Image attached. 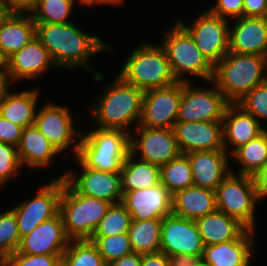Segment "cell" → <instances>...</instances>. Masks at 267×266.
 Masks as SVG:
<instances>
[{
    "label": "cell",
    "instance_id": "6da1fadb",
    "mask_svg": "<svg viewBox=\"0 0 267 266\" xmlns=\"http://www.w3.org/2000/svg\"><path fill=\"white\" fill-rule=\"evenodd\" d=\"M35 25L36 37L46 47L59 70L71 73L77 69H84L86 73H91V82L102 84L106 75L103 71L96 70L97 66L95 64L93 66L90 60L95 55L96 58L99 54L116 52L113 43H109L111 41L108 39L105 41L91 31H85L86 28L79 26L76 20L69 23H35Z\"/></svg>",
    "mask_w": 267,
    "mask_h": 266
},
{
    "label": "cell",
    "instance_id": "7a4b0ae2",
    "mask_svg": "<svg viewBox=\"0 0 267 266\" xmlns=\"http://www.w3.org/2000/svg\"><path fill=\"white\" fill-rule=\"evenodd\" d=\"M103 92L96 93L90 106L89 123L102 129L131 133L140 123L144 91L113 74ZM92 120V121H91Z\"/></svg>",
    "mask_w": 267,
    "mask_h": 266
},
{
    "label": "cell",
    "instance_id": "3957f363",
    "mask_svg": "<svg viewBox=\"0 0 267 266\" xmlns=\"http://www.w3.org/2000/svg\"><path fill=\"white\" fill-rule=\"evenodd\" d=\"M82 128L76 159L95 171L120 172L130 153V133L121 129Z\"/></svg>",
    "mask_w": 267,
    "mask_h": 266
},
{
    "label": "cell",
    "instance_id": "277c9868",
    "mask_svg": "<svg viewBox=\"0 0 267 266\" xmlns=\"http://www.w3.org/2000/svg\"><path fill=\"white\" fill-rule=\"evenodd\" d=\"M172 22L168 23L167 28L165 26L159 42L167 54L173 76L177 82L194 83V79L204 83L211 81L214 66L196 46L188 31L177 20Z\"/></svg>",
    "mask_w": 267,
    "mask_h": 266
},
{
    "label": "cell",
    "instance_id": "5b68a950",
    "mask_svg": "<svg viewBox=\"0 0 267 266\" xmlns=\"http://www.w3.org/2000/svg\"><path fill=\"white\" fill-rule=\"evenodd\" d=\"M144 41L121 60L122 66L117 65L120 68L116 75L143 91L175 84L177 80L173 76L164 48L157 41L156 44Z\"/></svg>",
    "mask_w": 267,
    "mask_h": 266
},
{
    "label": "cell",
    "instance_id": "8992f818",
    "mask_svg": "<svg viewBox=\"0 0 267 266\" xmlns=\"http://www.w3.org/2000/svg\"><path fill=\"white\" fill-rule=\"evenodd\" d=\"M267 80V57L228 52L215 66L212 81L229 103Z\"/></svg>",
    "mask_w": 267,
    "mask_h": 266
},
{
    "label": "cell",
    "instance_id": "52a82bcc",
    "mask_svg": "<svg viewBox=\"0 0 267 266\" xmlns=\"http://www.w3.org/2000/svg\"><path fill=\"white\" fill-rule=\"evenodd\" d=\"M56 102L57 100L53 102L51 99L46 100L42 105L39 104L34 125L58 150L66 162L67 158L69 161L77 155L82 129L77 127L76 121L82 123V118L79 119L76 114L73 116L74 112H72L71 106L60 105ZM69 153L70 156H68Z\"/></svg>",
    "mask_w": 267,
    "mask_h": 266
},
{
    "label": "cell",
    "instance_id": "ba28073f",
    "mask_svg": "<svg viewBox=\"0 0 267 266\" xmlns=\"http://www.w3.org/2000/svg\"><path fill=\"white\" fill-rule=\"evenodd\" d=\"M111 204L77 193L63 178L60 214L70 240H90Z\"/></svg>",
    "mask_w": 267,
    "mask_h": 266
},
{
    "label": "cell",
    "instance_id": "9c48e42d",
    "mask_svg": "<svg viewBox=\"0 0 267 266\" xmlns=\"http://www.w3.org/2000/svg\"><path fill=\"white\" fill-rule=\"evenodd\" d=\"M215 199L217 210L258 232L256 212L261 203L252 176L230 172L216 188Z\"/></svg>",
    "mask_w": 267,
    "mask_h": 266
},
{
    "label": "cell",
    "instance_id": "30bf717a",
    "mask_svg": "<svg viewBox=\"0 0 267 266\" xmlns=\"http://www.w3.org/2000/svg\"><path fill=\"white\" fill-rule=\"evenodd\" d=\"M51 179L43 185L38 184L35 195L32 193L26 200L12 204V207L8 206L16 216L20 238L31 233L42 222L60 213L63 178Z\"/></svg>",
    "mask_w": 267,
    "mask_h": 266
},
{
    "label": "cell",
    "instance_id": "8fae6325",
    "mask_svg": "<svg viewBox=\"0 0 267 266\" xmlns=\"http://www.w3.org/2000/svg\"><path fill=\"white\" fill-rule=\"evenodd\" d=\"M193 21L183 17L177 21L188 31L196 46L208 61L215 66L229 52L230 21L212 14L208 9L194 15ZM188 23V24H187Z\"/></svg>",
    "mask_w": 267,
    "mask_h": 266
},
{
    "label": "cell",
    "instance_id": "7c38bea8",
    "mask_svg": "<svg viewBox=\"0 0 267 266\" xmlns=\"http://www.w3.org/2000/svg\"><path fill=\"white\" fill-rule=\"evenodd\" d=\"M205 83L182 82L177 122L222 121L229 102L212 80Z\"/></svg>",
    "mask_w": 267,
    "mask_h": 266
},
{
    "label": "cell",
    "instance_id": "4fadbf2b",
    "mask_svg": "<svg viewBox=\"0 0 267 266\" xmlns=\"http://www.w3.org/2000/svg\"><path fill=\"white\" fill-rule=\"evenodd\" d=\"M70 162L74 163L72 164L74 168H66L62 171L63 173L59 176L56 174L57 176L54 178H64L77 193L85 196L95 197L110 204L122 202L120 172L95 171L84 167L76 158L71 159Z\"/></svg>",
    "mask_w": 267,
    "mask_h": 266
},
{
    "label": "cell",
    "instance_id": "5bb4252c",
    "mask_svg": "<svg viewBox=\"0 0 267 266\" xmlns=\"http://www.w3.org/2000/svg\"><path fill=\"white\" fill-rule=\"evenodd\" d=\"M130 153L159 167L182 154L173 129L142 126L130 133Z\"/></svg>",
    "mask_w": 267,
    "mask_h": 266
},
{
    "label": "cell",
    "instance_id": "9a60e30c",
    "mask_svg": "<svg viewBox=\"0 0 267 266\" xmlns=\"http://www.w3.org/2000/svg\"><path fill=\"white\" fill-rule=\"evenodd\" d=\"M182 96V82L144 91L142 115L138 126L173 129Z\"/></svg>",
    "mask_w": 267,
    "mask_h": 266
},
{
    "label": "cell",
    "instance_id": "2e32d148",
    "mask_svg": "<svg viewBox=\"0 0 267 266\" xmlns=\"http://www.w3.org/2000/svg\"><path fill=\"white\" fill-rule=\"evenodd\" d=\"M203 250L196 221L173 213L162 218L160 252L167 256L192 254L202 258Z\"/></svg>",
    "mask_w": 267,
    "mask_h": 266
},
{
    "label": "cell",
    "instance_id": "e0dca14e",
    "mask_svg": "<svg viewBox=\"0 0 267 266\" xmlns=\"http://www.w3.org/2000/svg\"><path fill=\"white\" fill-rule=\"evenodd\" d=\"M8 69L16 85L22 81H25L22 84H26L27 81L37 82L47 75V72L49 74L50 71H60L37 37L8 58Z\"/></svg>",
    "mask_w": 267,
    "mask_h": 266
},
{
    "label": "cell",
    "instance_id": "ac0fdd59",
    "mask_svg": "<svg viewBox=\"0 0 267 266\" xmlns=\"http://www.w3.org/2000/svg\"><path fill=\"white\" fill-rule=\"evenodd\" d=\"M257 234L247 229L236 240L204 246L202 262L210 266H250L256 255L260 256Z\"/></svg>",
    "mask_w": 267,
    "mask_h": 266
},
{
    "label": "cell",
    "instance_id": "d6986e66",
    "mask_svg": "<svg viewBox=\"0 0 267 266\" xmlns=\"http://www.w3.org/2000/svg\"><path fill=\"white\" fill-rule=\"evenodd\" d=\"M69 242L63 218L59 213L21 237L17 252L29 255H63Z\"/></svg>",
    "mask_w": 267,
    "mask_h": 266
},
{
    "label": "cell",
    "instance_id": "ffe728a7",
    "mask_svg": "<svg viewBox=\"0 0 267 266\" xmlns=\"http://www.w3.org/2000/svg\"><path fill=\"white\" fill-rule=\"evenodd\" d=\"M173 130L182 154L224 150L222 121L176 122Z\"/></svg>",
    "mask_w": 267,
    "mask_h": 266
},
{
    "label": "cell",
    "instance_id": "44dd1931",
    "mask_svg": "<svg viewBox=\"0 0 267 266\" xmlns=\"http://www.w3.org/2000/svg\"><path fill=\"white\" fill-rule=\"evenodd\" d=\"M173 195L161 183L142 190L123 192L122 203L132 220L162 219L172 213Z\"/></svg>",
    "mask_w": 267,
    "mask_h": 266
},
{
    "label": "cell",
    "instance_id": "7402d4cb",
    "mask_svg": "<svg viewBox=\"0 0 267 266\" xmlns=\"http://www.w3.org/2000/svg\"><path fill=\"white\" fill-rule=\"evenodd\" d=\"M229 52L267 57V19L243 16L230 20Z\"/></svg>",
    "mask_w": 267,
    "mask_h": 266
},
{
    "label": "cell",
    "instance_id": "603a6c76",
    "mask_svg": "<svg viewBox=\"0 0 267 266\" xmlns=\"http://www.w3.org/2000/svg\"><path fill=\"white\" fill-rule=\"evenodd\" d=\"M266 128L236 103H229L222 119L224 150L231 155L237 148L257 138Z\"/></svg>",
    "mask_w": 267,
    "mask_h": 266
},
{
    "label": "cell",
    "instance_id": "cb8c5ba5",
    "mask_svg": "<svg viewBox=\"0 0 267 266\" xmlns=\"http://www.w3.org/2000/svg\"><path fill=\"white\" fill-rule=\"evenodd\" d=\"M185 155L190 161L196 187L215 191L231 172L230 155L225 150L193 151Z\"/></svg>",
    "mask_w": 267,
    "mask_h": 266
},
{
    "label": "cell",
    "instance_id": "d4e9b609",
    "mask_svg": "<svg viewBox=\"0 0 267 266\" xmlns=\"http://www.w3.org/2000/svg\"><path fill=\"white\" fill-rule=\"evenodd\" d=\"M17 152L22 168L34 171L54 170L58 155L63 157L35 125L23 129Z\"/></svg>",
    "mask_w": 267,
    "mask_h": 266
},
{
    "label": "cell",
    "instance_id": "484cf974",
    "mask_svg": "<svg viewBox=\"0 0 267 266\" xmlns=\"http://www.w3.org/2000/svg\"><path fill=\"white\" fill-rule=\"evenodd\" d=\"M15 88L0 103V115L24 129L34 125L41 88Z\"/></svg>",
    "mask_w": 267,
    "mask_h": 266
},
{
    "label": "cell",
    "instance_id": "4316f807",
    "mask_svg": "<svg viewBox=\"0 0 267 266\" xmlns=\"http://www.w3.org/2000/svg\"><path fill=\"white\" fill-rule=\"evenodd\" d=\"M215 210V191L211 189L191 186L173 195L172 213L183 218L196 221Z\"/></svg>",
    "mask_w": 267,
    "mask_h": 266
},
{
    "label": "cell",
    "instance_id": "83f0119b",
    "mask_svg": "<svg viewBox=\"0 0 267 266\" xmlns=\"http://www.w3.org/2000/svg\"><path fill=\"white\" fill-rule=\"evenodd\" d=\"M204 246L238 239L247 228L237 219L215 210L196 220Z\"/></svg>",
    "mask_w": 267,
    "mask_h": 266
},
{
    "label": "cell",
    "instance_id": "f1b7e54d",
    "mask_svg": "<svg viewBox=\"0 0 267 266\" xmlns=\"http://www.w3.org/2000/svg\"><path fill=\"white\" fill-rule=\"evenodd\" d=\"M36 37L31 14H11L0 26V50L9 58Z\"/></svg>",
    "mask_w": 267,
    "mask_h": 266
},
{
    "label": "cell",
    "instance_id": "f546056e",
    "mask_svg": "<svg viewBox=\"0 0 267 266\" xmlns=\"http://www.w3.org/2000/svg\"><path fill=\"white\" fill-rule=\"evenodd\" d=\"M120 173L123 192L148 189L161 183L160 167L140 160L131 153L123 162Z\"/></svg>",
    "mask_w": 267,
    "mask_h": 266
},
{
    "label": "cell",
    "instance_id": "4dcf8cb0",
    "mask_svg": "<svg viewBox=\"0 0 267 266\" xmlns=\"http://www.w3.org/2000/svg\"><path fill=\"white\" fill-rule=\"evenodd\" d=\"M230 160L231 165L233 162L231 172L253 176L267 161V129L257 138L237 148L230 155ZM234 162H237L236 165L238 167Z\"/></svg>",
    "mask_w": 267,
    "mask_h": 266
},
{
    "label": "cell",
    "instance_id": "1f68e13d",
    "mask_svg": "<svg viewBox=\"0 0 267 266\" xmlns=\"http://www.w3.org/2000/svg\"><path fill=\"white\" fill-rule=\"evenodd\" d=\"M162 219L132 220L128 230L133 252L152 254L160 252Z\"/></svg>",
    "mask_w": 267,
    "mask_h": 266
},
{
    "label": "cell",
    "instance_id": "d6a6232c",
    "mask_svg": "<svg viewBox=\"0 0 267 266\" xmlns=\"http://www.w3.org/2000/svg\"><path fill=\"white\" fill-rule=\"evenodd\" d=\"M77 6L85 8L79 0H39L31 16L35 23L74 22L72 15L76 14Z\"/></svg>",
    "mask_w": 267,
    "mask_h": 266
},
{
    "label": "cell",
    "instance_id": "836d02e7",
    "mask_svg": "<svg viewBox=\"0 0 267 266\" xmlns=\"http://www.w3.org/2000/svg\"><path fill=\"white\" fill-rule=\"evenodd\" d=\"M161 184L174 195L187 187L194 186L191 164L185 154L170 160L160 167Z\"/></svg>",
    "mask_w": 267,
    "mask_h": 266
},
{
    "label": "cell",
    "instance_id": "e575fe53",
    "mask_svg": "<svg viewBox=\"0 0 267 266\" xmlns=\"http://www.w3.org/2000/svg\"><path fill=\"white\" fill-rule=\"evenodd\" d=\"M131 222L130 212L122 202L111 204L92 237H106L128 233Z\"/></svg>",
    "mask_w": 267,
    "mask_h": 266
},
{
    "label": "cell",
    "instance_id": "d590c367",
    "mask_svg": "<svg viewBox=\"0 0 267 266\" xmlns=\"http://www.w3.org/2000/svg\"><path fill=\"white\" fill-rule=\"evenodd\" d=\"M62 256L68 266H108L90 240H70Z\"/></svg>",
    "mask_w": 267,
    "mask_h": 266
},
{
    "label": "cell",
    "instance_id": "8d00e7d4",
    "mask_svg": "<svg viewBox=\"0 0 267 266\" xmlns=\"http://www.w3.org/2000/svg\"><path fill=\"white\" fill-rule=\"evenodd\" d=\"M20 240L16 216L10 208L4 207L0 211V260L14 254Z\"/></svg>",
    "mask_w": 267,
    "mask_h": 266
},
{
    "label": "cell",
    "instance_id": "74e56055",
    "mask_svg": "<svg viewBox=\"0 0 267 266\" xmlns=\"http://www.w3.org/2000/svg\"><path fill=\"white\" fill-rule=\"evenodd\" d=\"M90 241L96 246L107 264L133 252L128 233L106 237H91Z\"/></svg>",
    "mask_w": 267,
    "mask_h": 266
},
{
    "label": "cell",
    "instance_id": "f35d334b",
    "mask_svg": "<svg viewBox=\"0 0 267 266\" xmlns=\"http://www.w3.org/2000/svg\"><path fill=\"white\" fill-rule=\"evenodd\" d=\"M236 104L267 129V80L246 93Z\"/></svg>",
    "mask_w": 267,
    "mask_h": 266
},
{
    "label": "cell",
    "instance_id": "ab89813d",
    "mask_svg": "<svg viewBox=\"0 0 267 266\" xmlns=\"http://www.w3.org/2000/svg\"><path fill=\"white\" fill-rule=\"evenodd\" d=\"M21 171L24 169L19 161L17 147L0 142V190H4L7 183L9 186V182L13 183V179L20 177L18 175Z\"/></svg>",
    "mask_w": 267,
    "mask_h": 266
},
{
    "label": "cell",
    "instance_id": "60d3db41",
    "mask_svg": "<svg viewBox=\"0 0 267 266\" xmlns=\"http://www.w3.org/2000/svg\"><path fill=\"white\" fill-rule=\"evenodd\" d=\"M62 255H29L17 251L8 256L4 263L6 266H52Z\"/></svg>",
    "mask_w": 267,
    "mask_h": 266
},
{
    "label": "cell",
    "instance_id": "b9f144b4",
    "mask_svg": "<svg viewBox=\"0 0 267 266\" xmlns=\"http://www.w3.org/2000/svg\"><path fill=\"white\" fill-rule=\"evenodd\" d=\"M213 2L210 4L211 7H207L212 14L229 21L243 17V0H213Z\"/></svg>",
    "mask_w": 267,
    "mask_h": 266
},
{
    "label": "cell",
    "instance_id": "7bdbcfd3",
    "mask_svg": "<svg viewBox=\"0 0 267 266\" xmlns=\"http://www.w3.org/2000/svg\"><path fill=\"white\" fill-rule=\"evenodd\" d=\"M23 128L0 115V142L18 146Z\"/></svg>",
    "mask_w": 267,
    "mask_h": 266
},
{
    "label": "cell",
    "instance_id": "ee69618b",
    "mask_svg": "<svg viewBox=\"0 0 267 266\" xmlns=\"http://www.w3.org/2000/svg\"><path fill=\"white\" fill-rule=\"evenodd\" d=\"M252 177L260 203L267 201V161Z\"/></svg>",
    "mask_w": 267,
    "mask_h": 266
},
{
    "label": "cell",
    "instance_id": "f6af8a7d",
    "mask_svg": "<svg viewBox=\"0 0 267 266\" xmlns=\"http://www.w3.org/2000/svg\"><path fill=\"white\" fill-rule=\"evenodd\" d=\"M245 17H265L267 11V0H243Z\"/></svg>",
    "mask_w": 267,
    "mask_h": 266
},
{
    "label": "cell",
    "instance_id": "bcb514c9",
    "mask_svg": "<svg viewBox=\"0 0 267 266\" xmlns=\"http://www.w3.org/2000/svg\"><path fill=\"white\" fill-rule=\"evenodd\" d=\"M12 14H31L39 0H4Z\"/></svg>",
    "mask_w": 267,
    "mask_h": 266
},
{
    "label": "cell",
    "instance_id": "7dc6e473",
    "mask_svg": "<svg viewBox=\"0 0 267 266\" xmlns=\"http://www.w3.org/2000/svg\"><path fill=\"white\" fill-rule=\"evenodd\" d=\"M201 261L199 255L177 254L168 256L169 266H198Z\"/></svg>",
    "mask_w": 267,
    "mask_h": 266
},
{
    "label": "cell",
    "instance_id": "c3c4849f",
    "mask_svg": "<svg viewBox=\"0 0 267 266\" xmlns=\"http://www.w3.org/2000/svg\"><path fill=\"white\" fill-rule=\"evenodd\" d=\"M16 83L12 80L9 69H0V103L7 95L16 87Z\"/></svg>",
    "mask_w": 267,
    "mask_h": 266
},
{
    "label": "cell",
    "instance_id": "681fc988",
    "mask_svg": "<svg viewBox=\"0 0 267 266\" xmlns=\"http://www.w3.org/2000/svg\"><path fill=\"white\" fill-rule=\"evenodd\" d=\"M141 266H169L168 256L162 252L143 254Z\"/></svg>",
    "mask_w": 267,
    "mask_h": 266
},
{
    "label": "cell",
    "instance_id": "f907efd6",
    "mask_svg": "<svg viewBox=\"0 0 267 266\" xmlns=\"http://www.w3.org/2000/svg\"><path fill=\"white\" fill-rule=\"evenodd\" d=\"M142 255L132 252L122 258L113 260L108 266H141Z\"/></svg>",
    "mask_w": 267,
    "mask_h": 266
},
{
    "label": "cell",
    "instance_id": "816d5d0a",
    "mask_svg": "<svg viewBox=\"0 0 267 266\" xmlns=\"http://www.w3.org/2000/svg\"><path fill=\"white\" fill-rule=\"evenodd\" d=\"M125 3H126V0H96V7L99 8V6H100V8H101L104 5H105L104 7L115 6L113 8L116 9V7H118L120 5H121L120 7H122L123 4H125Z\"/></svg>",
    "mask_w": 267,
    "mask_h": 266
},
{
    "label": "cell",
    "instance_id": "f5cc1de1",
    "mask_svg": "<svg viewBox=\"0 0 267 266\" xmlns=\"http://www.w3.org/2000/svg\"><path fill=\"white\" fill-rule=\"evenodd\" d=\"M11 14L12 13L9 11L7 3L4 0H0V26Z\"/></svg>",
    "mask_w": 267,
    "mask_h": 266
},
{
    "label": "cell",
    "instance_id": "db71d44e",
    "mask_svg": "<svg viewBox=\"0 0 267 266\" xmlns=\"http://www.w3.org/2000/svg\"><path fill=\"white\" fill-rule=\"evenodd\" d=\"M0 69H8V58L0 50Z\"/></svg>",
    "mask_w": 267,
    "mask_h": 266
},
{
    "label": "cell",
    "instance_id": "11a10c76",
    "mask_svg": "<svg viewBox=\"0 0 267 266\" xmlns=\"http://www.w3.org/2000/svg\"><path fill=\"white\" fill-rule=\"evenodd\" d=\"M79 1L85 6V9L91 8L93 10V8L96 6V0H79Z\"/></svg>",
    "mask_w": 267,
    "mask_h": 266
},
{
    "label": "cell",
    "instance_id": "9f6ffc18",
    "mask_svg": "<svg viewBox=\"0 0 267 266\" xmlns=\"http://www.w3.org/2000/svg\"><path fill=\"white\" fill-rule=\"evenodd\" d=\"M52 266H68L63 256L59 257Z\"/></svg>",
    "mask_w": 267,
    "mask_h": 266
},
{
    "label": "cell",
    "instance_id": "6f0895ef",
    "mask_svg": "<svg viewBox=\"0 0 267 266\" xmlns=\"http://www.w3.org/2000/svg\"><path fill=\"white\" fill-rule=\"evenodd\" d=\"M198 266H210V265H207V264H205V263H203L202 261L199 263V265Z\"/></svg>",
    "mask_w": 267,
    "mask_h": 266
},
{
    "label": "cell",
    "instance_id": "680465c9",
    "mask_svg": "<svg viewBox=\"0 0 267 266\" xmlns=\"http://www.w3.org/2000/svg\"><path fill=\"white\" fill-rule=\"evenodd\" d=\"M4 264V260H0V266H3Z\"/></svg>",
    "mask_w": 267,
    "mask_h": 266
}]
</instances>
